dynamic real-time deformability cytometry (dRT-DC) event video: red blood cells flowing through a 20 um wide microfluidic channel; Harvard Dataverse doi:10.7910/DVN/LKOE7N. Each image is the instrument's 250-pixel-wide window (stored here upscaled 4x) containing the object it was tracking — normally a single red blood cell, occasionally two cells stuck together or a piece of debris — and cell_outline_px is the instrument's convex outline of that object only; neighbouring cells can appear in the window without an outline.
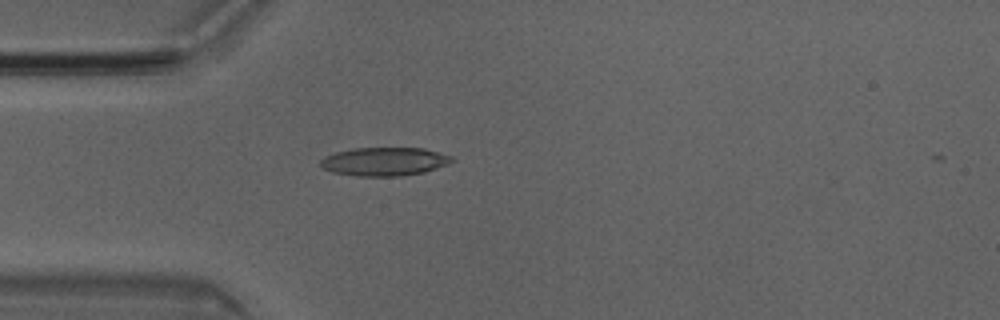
{"species": "Egyptian fruit bat (a non-hibernating species)", "species_latin": "Rousettus aegyptiacus", "temperature_condition": "room temperature", "stored_images_in_passage": 2, "camera_frame_rate_fps": 3000, "um_per_image_px": 0.085, "animal": {"sex": "male"}, "frame": {"image": 1, "passage_image": 1, "time_ms": 0.0, "image_size_px": [1000, 320], "cell_outline_px": [[456, 160], [448, 164], [424, 172], [400, 176], [356, 176], [332, 172], [324, 168], [320, 164], [320, 160], [324, 156], [336, 152], [352, 148], [424, 148], [452, 156]], "centroid_in_image_um": [32.68, 13.73], "position_along_channel_um": 52.3, "area_um2": 21.85}}